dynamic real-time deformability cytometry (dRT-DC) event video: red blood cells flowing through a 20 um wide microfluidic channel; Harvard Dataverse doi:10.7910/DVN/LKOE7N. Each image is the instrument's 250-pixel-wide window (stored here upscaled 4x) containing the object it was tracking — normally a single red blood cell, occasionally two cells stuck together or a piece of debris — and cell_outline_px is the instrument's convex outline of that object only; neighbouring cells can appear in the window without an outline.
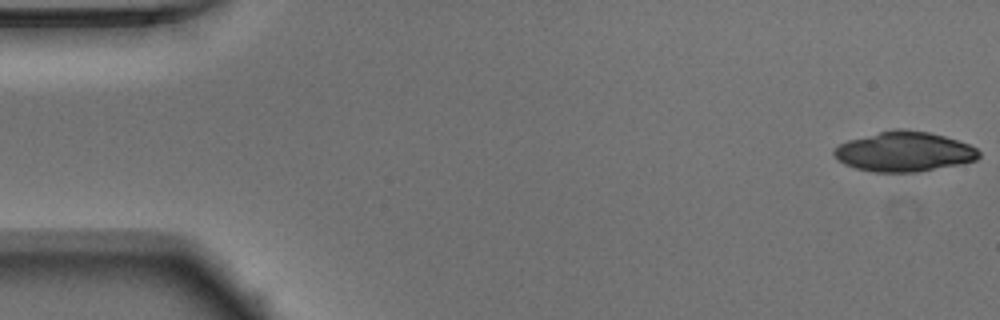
{"species": "Egyptian fruit bat (a non-hibernating species)", "species_latin": "Rousettus aegyptiacus", "temperature_condition": "warm", "stored_images_in_passage": 19, "camera_frame_rate_fps": 3000, "um_per_image_px": 0.085, "animal": {"sex": "male"}, "frame": {"image": 1, "passage_image": 1, "time_ms": 0.0, "image_size_px": [1000, 320], "cell_outline_px": [[980, 156], [976, 160], [916, 172], [872, 172], [856, 168], [844, 164], [832, 152], [840, 144], [848, 140], [892, 128], [900, 128], [928, 132], [944, 136], [968, 144], [976, 148], [980, 152]], "centroid_in_image_um": [76.83, 12.88], "position_along_channel_um": 8.2, "area_um2": 33.35}}